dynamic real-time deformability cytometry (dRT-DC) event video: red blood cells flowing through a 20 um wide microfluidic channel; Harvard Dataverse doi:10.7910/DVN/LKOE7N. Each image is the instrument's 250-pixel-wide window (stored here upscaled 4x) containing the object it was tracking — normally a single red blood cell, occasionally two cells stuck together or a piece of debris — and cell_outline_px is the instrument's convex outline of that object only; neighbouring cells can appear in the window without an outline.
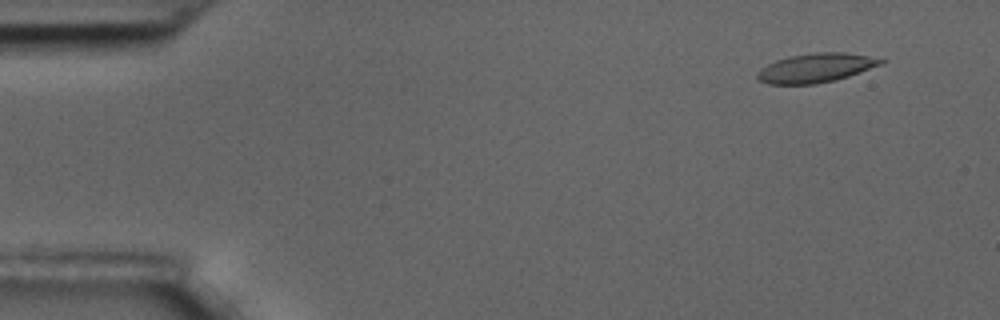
{"species": "common noctule bat (a hibernating species)", "species_latin": "Nyctalus noctula", "temperature_condition": "room temperature", "stored_images_in_passage": 55, "camera_frame_rate_fps": 3000, "um_per_image_px": 0.085, "animal": {"sex": "male", "body_mass_g": 17.5, "forearm_length_mm": 52.3}, "frame": {"image": 1, "passage_image": 2, "time_ms": 0.333, "image_size_px": [1000, 320], "cell_outline_px": [[884, 60], [880, 64], [848, 76], [836, 80], [816, 84], [768, 84], [760, 80], [756, 76], [756, 72], [760, 68], [776, 60], [788, 56], [816, 52], [844, 52], [868, 56]], "centroid_in_image_um": [69.27, 5.77], "position_along_channel_um": 15.7, "area_um2": 20.75}}
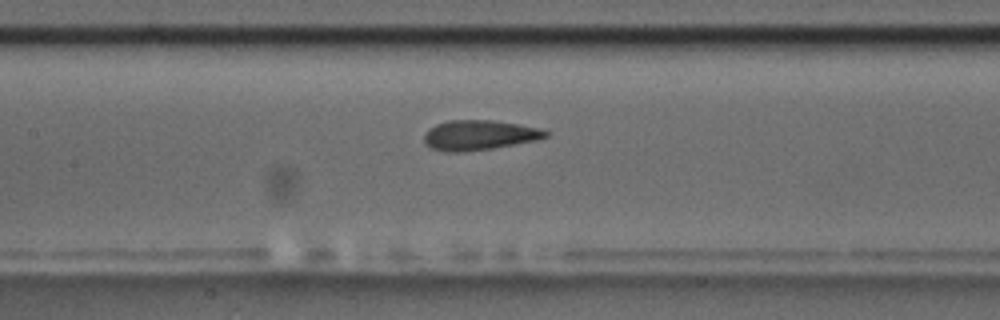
{"frame": {"image": 2, "passage_image": 24, "time_ms": 7.667, "image_size_px": [1000, 320], "cell_outline_px": [[548, 136], [536, 140], [492, 148], [460, 152], [444, 152], [432, 148], [424, 140], [424, 132], [428, 128], [436, 124], [448, 120], [492, 120], [516, 124], [536, 128], [548, 132]], "centroid_in_image_um": [40.66, 11.48], "position_along_channel_um": 166.7, "area_um2": 20.92}}
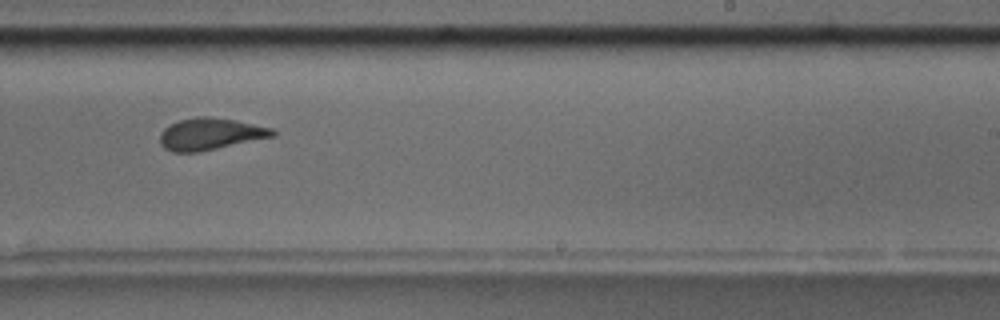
{"frame": {"image": 3, "passage_image": 33, "time_ms": 10.667, "image_size_px": [1000, 320], "cell_outline_px": [[276, 136], [200, 152], [172, 152], [164, 148], [160, 144], [160, 132], [168, 124], [180, 120], [196, 116], [212, 116], [236, 120], [272, 128], [276, 132]], "centroid_in_image_um": [17.86, 11.38], "position_along_channel_um": 271.1, "area_um2": 21.21}, "authors_computed_cell_mechanics": {"area_um2": 21.2126, "velocity_mm_per_s": 3.5019, "shape_relaxation_time_tau1_ms": 5.5978, "shape_relaxation_time_tau2_ms": 1.2572, "deformation_change_tau1": 0.1753, "deformation_change_tau2": 0.1046}}